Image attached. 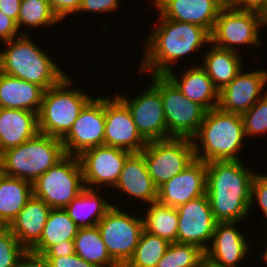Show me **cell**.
<instances>
[{
	"instance_id": "8fae6325",
	"label": "cell",
	"mask_w": 267,
	"mask_h": 267,
	"mask_svg": "<svg viewBox=\"0 0 267 267\" xmlns=\"http://www.w3.org/2000/svg\"><path fill=\"white\" fill-rule=\"evenodd\" d=\"M160 95L167 125V139H192L203 123L207 110L185 97L166 75H160Z\"/></svg>"
},
{
	"instance_id": "681fc988",
	"label": "cell",
	"mask_w": 267,
	"mask_h": 267,
	"mask_svg": "<svg viewBox=\"0 0 267 267\" xmlns=\"http://www.w3.org/2000/svg\"><path fill=\"white\" fill-rule=\"evenodd\" d=\"M264 18H265V21H266V24H267V13L264 15Z\"/></svg>"
},
{
	"instance_id": "bcb514c9",
	"label": "cell",
	"mask_w": 267,
	"mask_h": 267,
	"mask_svg": "<svg viewBox=\"0 0 267 267\" xmlns=\"http://www.w3.org/2000/svg\"><path fill=\"white\" fill-rule=\"evenodd\" d=\"M200 267H223V266H219L215 263H213L212 261L208 260L207 258H203Z\"/></svg>"
},
{
	"instance_id": "603a6c76",
	"label": "cell",
	"mask_w": 267,
	"mask_h": 267,
	"mask_svg": "<svg viewBox=\"0 0 267 267\" xmlns=\"http://www.w3.org/2000/svg\"><path fill=\"white\" fill-rule=\"evenodd\" d=\"M39 133L38 113L24 109L0 108V154Z\"/></svg>"
},
{
	"instance_id": "ee69618b",
	"label": "cell",
	"mask_w": 267,
	"mask_h": 267,
	"mask_svg": "<svg viewBox=\"0 0 267 267\" xmlns=\"http://www.w3.org/2000/svg\"><path fill=\"white\" fill-rule=\"evenodd\" d=\"M75 253L73 240H64L53 246H50L43 255L45 257L68 256Z\"/></svg>"
},
{
	"instance_id": "f546056e",
	"label": "cell",
	"mask_w": 267,
	"mask_h": 267,
	"mask_svg": "<svg viewBox=\"0 0 267 267\" xmlns=\"http://www.w3.org/2000/svg\"><path fill=\"white\" fill-rule=\"evenodd\" d=\"M75 253L99 267H120L110 256L97 226L79 228L73 239Z\"/></svg>"
},
{
	"instance_id": "30bf717a",
	"label": "cell",
	"mask_w": 267,
	"mask_h": 267,
	"mask_svg": "<svg viewBox=\"0 0 267 267\" xmlns=\"http://www.w3.org/2000/svg\"><path fill=\"white\" fill-rule=\"evenodd\" d=\"M113 205L97 227L111 258L124 267L134 254L142 232L143 219Z\"/></svg>"
},
{
	"instance_id": "f907efd6",
	"label": "cell",
	"mask_w": 267,
	"mask_h": 267,
	"mask_svg": "<svg viewBox=\"0 0 267 267\" xmlns=\"http://www.w3.org/2000/svg\"><path fill=\"white\" fill-rule=\"evenodd\" d=\"M4 226L0 223V230L3 228Z\"/></svg>"
},
{
	"instance_id": "52a82bcc",
	"label": "cell",
	"mask_w": 267,
	"mask_h": 267,
	"mask_svg": "<svg viewBox=\"0 0 267 267\" xmlns=\"http://www.w3.org/2000/svg\"><path fill=\"white\" fill-rule=\"evenodd\" d=\"M85 189L78 156L66 155L33 182V195L51 208H65Z\"/></svg>"
},
{
	"instance_id": "d4e9b609",
	"label": "cell",
	"mask_w": 267,
	"mask_h": 267,
	"mask_svg": "<svg viewBox=\"0 0 267 267\" xmlns=\"http://www.w3.org/2000/svg\"><path fill=\"white\" fill-rule=\"evenodd\" d=\"M44 91L35 83L0 72V108L39 113Z\"/></svg>"
},
{
	"instance_id": "8992f818",
	"label": "cell",
	"mask_w": 267,
	"mask_h": 267,
	"mask_svg": "<svg viewBox=\"0 0 267 267\" xmlns=\"http://www.w3.org/2000/svg\"><path fill=\"white\" fill-rule=\"evenodd\" d=\"M73 80L66 75L57 85L44 91L38 113L39 133L62 139L93 98L80 89L70 88Z\"/></svg>"
},
{
	"instance_id": "4316f807",
	"label": "cell",
	"mask_w": 267,
	"mask_h": 267,
	"mask_svg": "<svg viewBox=\"0 0 267 267\" xmlns=\"http://www.w3.org/2000/svg\"><path fill=\"white\" fill-rule=\"evenodd\" d=\"M99 189L86 188L64 209L79 228L94 227L113 206L98 194Z\"/></svg>"
},
{
	"instance_id": "f1b7e54d",
	"label": "cell",
	"mask_w": 267,
	"mask_h": 267,
	"mask_svg": "<svg viewBox=\"0 0 267 267\" xmlns=\"http://www.w3.org/2000/svg\"><path fill=\"white\" fill-rule=\"evenodd\" d=\"M79 227L69 217L64 208H52L40 240L30 251L43 254L50 246L64 240H73L77 235Z\"/></svg>"
},
{
	"instance_id": "cb8c5ba5",
	"label": "cell",
	"mask_w": 267,
	"mask_h": 267,
	"mask_svg": "<svg viewBox=\"0 0 267 267\" xmlns=\"http://www.w3.org/2000/svg\"><path fill=\"white\" fill-rule=\"evenodd\" d=\"M51 209L42 199L33 195L8 226L26 250L40 240Z\"/></svg>"
},
{
	"instance_id": "8d00e7d4",
	"label": "cell",
	"mask_w": 267,
	"mask_h": 267,
	"mask_svg": "<svg viewBox=\"0 0 267 267\" xmlns=\"http://www.w3.org/2000/svg\"><path fill=\"white\" fill-rule=\"evenodd\" d=\"M254 202L259 204L260 209L263 212V216L267 218V175H261L260 173H255L251 186V206Z\"/></svg>"
},
{
	"instance_id": "f35d334b",
	"label": "cell",
	"mask_w": 267,
	"mask_h": 267,
	"mask_svg": "<svg viewBox=\"0 0 267 267\" xmlns=\"http://www.w3.org/2000/svg\"><path fill=\"white\" fill-rule=\"evenodd\" d=\"M50 8L60 21L64 20L69 14L78 13L82 0H47Z\"/></svg>"
},
{
	"instance_id": "9a60e30c",
	"label": "cell",
	"mask_w": 267,
	"mask_h": 267,
	"mask_svg": "<svg viewBox=\"0 0 267 267\" xmlns=\"http://www.w3.org/2000/svg\"><path fill=\"white\" fill-rule=\"evenodd\" d=\"M177 212V243L192 244L205 252L217 224L207 194L179 206Z\"/></svg>"
},
{
	"instance_id": "c3c4849f",
	"label": "cell",
	"mask_w": 267,
	"mask_h": 267,
	"mask_svg": "<svg viewBox=\"0 0 267 267\" xmlns=\"http://www.w3.org/2000/svg\"><path fill=\"white\" fill-rule=\"evenodd\" d=\"M3 175H4L3 166H2V163L0 161V179L2 178Z\"/></svg>"
},
{
	"instance_id": "484cf974",
	"label": "cell",
	"mask_w": 267,
	"mask_h": 267,
	"mask_svg": "<svg viewBox=\"0 0 267 267\" xmlns=\"http://www.w3.org/2000/svg\"><path fill=\"white\" fill-rule=\"evenodd\" d=\"M242 61L239 53L217 47L211 43V48L203 54V62H201L203 64L200 66L220 91L243 70Z\"/></svg>"
},
{
	"instance_id": "74e56055",
	"label": "cell",
	"mask_w": 267,
	"mask_h": 267,
	"mask_svg": "<svg viewBox=\"0 0 267 267\" xmlns=\"http://www.w3.org/2000/svg\"><path fill=\"white\" fill-rule=\"evenodd\" d=\"M120 0H82L78 13L90 12L105 14L109 12H115L120 6Z\"/></svg>"
},
{
	"instance_id": "e0dca14e",
	"label": "cell",
	"mask_w": 267,
	"mask_h": 267,
	"mask_svg": "<svg viewBox=\"0 0 267 267\" xmlns=\"http://www.w3.org/2000/svg\"><path fill=\"white\" fill-rule=\"evenodd\" d=\"M266 83L267 70H252L251 72L241 70L229 84L219 91L217 107L222 111L241 115L267 92L264 89Z\"/></svg>"
},
{
	"instance_id": "7dc6e473",
	"label": "cell",
	"mask_w": 267,
	"mask_h": 267,
	"mask_svg": "<svg viewBox=\"0 0 267 267\" xmlns=\"http://www.w3.org/2000/svg\"><path fill=\"white\" fill-rule=\"evenodd\" d=\"M265 251H264V253L262 254V259H263V261H265L266 263H267V246H266V249H264ZM267 265V264H266Z\"/></svg>"
},
{
	"instance_id": "ab89813d",
	"label": "cell",
	"mask_w": 267,
	"mask_h": 267,
	"mask_svg": "<svg viewBox=\"0 0 267 267\" xmlns=\"http://www.w3.org/2000/svg\"><path fill=\"white\" fill-rule=\"evenodd\" d=\"M21 35H27V32H21L12 18L0 11V41L5 42Z\"/></svg>"
},
{
	"instance_id": "d6986e66",
	"label": "cell",
	"mask_w": 267,
	"mask_h": 267,
	"mask_svg": "<svg viewBox=\"0 0 267 267\" xmlns=\"http://www.w3.org/2000/svg\"><path fill=\"white\" fill-rule=\"evenodd\" d=\"M152 4L163 18L199 25L211 33L227 0H154Z\"/></svg>"
},
{
	"instance_id": "ac0fdd59",
	"label": "cell",
	"mask_w": 267,
	"mask_h": 267,
	"mask_svg": "<svg viewBox=\"0 0 267 267\" xmlns=\"http://www.w3.org/2000/svg\"><path fill=\"white\" fill-rule=\"evenodd\" d=\"M206 162L195 159L183 171L158 188L157 202L178 208L206 194Z\"/></svg>"
},
{
	"instance_id": "6da1fadb",
	"label": "cell",
	"mask_w": 267,
	"mask_h": 267,
	"mask_svg": "<svg viewBox=\"0 0 267 267\" xmlns=\"http://www.w3.org/2000/svg\"><path fill=\"white\" fill-rule=\"evenodd\" d=\"M159 24H154L145 39L144 54L139 72L148 75H165L173 63L190 53H199L205 44H211L210 32L199 26L163 18L159 14Z\"/></svg>"
},
{
	"instance_id": "7402d4cb",
	"label": "cell",
	"mask_w": 267,
	"mask_h": 267,
	"mask_svg": "<svg viewBox=\"0 0 267 267\" xmlns=\"http://www.w3.org/2000/svg\"><path fill=\"white\" fill-rule=\"evenodd\" d=\"M169 70L165 75L176 85L181 93L189 100L198 103L207 111L217 108L219 91L214 86L206 71L199 65L190 66L181 72L180 79Z\"/></svg>"
},
{
	"instance_id": "60d3db41",
	"label": "cell",
	"mask_w": 267,
	"mask_h": 267,
	"mask_svg": "<svg viewBox=\"0 0 267 267\" xmlns=\"http://www.w3.org/2000/svg\"><path fill=\"white\" fill-rule=\"evenodd\" d=\"M51 267H99L92 263L86 262L76 253L68 256L46 257Z\"/></svg>"
},
{
	"instance_id": "e575fe53",
	"label": "cell",
	"mask_w": 267,
	"mask_h": 267,
	"mask_svg": "<svg viewBox=\"0 0 267 267\" xmlns=\"http://www.w3.org/2000/svg\"><path fill=\"white\" fill-rule=\"evenodd\" d=\"M241 118L245 137L267 134V92Z\"/></svg>"
},
{
	"instance_id": "d6a6232c",
	"label": "cell",
	"mask_w": 267,
	"mask_h": 267,
	"mask_svg": "<svg viewBox=\"0 0 267 267\" xmlns=\"http://www.w3.org/2000/svg\"><path fill=\"white\" fill-rule=\"evenodd\" d=\"M59 22L61 21L47 0H22L17 20L18 29L24 30L22 26L36 29L40 26H53Z\"/></svg>"
},
{
	"instance_id": "7a4b0ae2",
	"label": "cell",
	"mask_w": 267,
	"mask_h": 267,
	"mask_svg": "<svg viewBox=\"0 0 267 267\" xmlns=\"http://www.w3.org/2000/svg\"><path fill=\"white\" fill-rule=\"evenodd\" d=\"M244 161H211L206 163L208 196L217 222L243 221L250 212L251 186L255 170Z\"/></svg>"
},
{
	"instance_id": "7c38bea8",
	"label": "cell",
	"mask_w": 267,
	"mask_h": 267,
	"mask_svg": "<svg viewBox=\"0 0 267 267\" xmlns=\"http://www.w3.org/2000/svg\"><path fill=\"white\" fill-rule=\"evenodd\" d=\"M152 84L132 99L116 96L129 109L138 132L148 142L167 139V125L160 95V75H149ZM129 98V99H128Z\"/></svg>"
},
{
	"instance_id": "ba28073f",
	"label": "cell",
	"mask_w": 267,
	"mask_h": 267,
	"mask_svg": "<svg viewBox=\"0 0 267 267\" xmlns=\"http://www.w3.org/2000/svg\"><path fill=\"white\" fill-rule=\"evenodd\" d=\"M262 26L267 27L263 14L236 9L226 4L220 10L210 33L211 43L236 53H239L236 49L239 45L261 46L260 27Z\"/></svg>"
},
{
	"instance_id": "277c9868",
	"label": "cell",
	"mask_w": 267,
	"mask_h": 267,
	"mask_svg": "<svg viewBox=\"0 0 267 267\" xmlns=\"http://www.w3.org/2000/svg\"><path fill=\"white\" fill-rule=\"evenodd\" d=\"M32 40L27 34L3 42L7 47L0 52V72L47 90L68 74Z\"/></svg>"
},
{
	"instance_id": "ffe728a7",
	"label": "cell",
	"mask_w": 267,
	"mask_h": 267,
	"mask_svg": "<svg viewBox=\"0 0 267 267\" xmlns=\"http://www.w3.org/2000/svg\"><path fill=\"white\" fill-rule=\"evenodd\" d=\"M237 222H217L205 258L223 267H237L246 258L250 245Z\"/></svg>"
},
{
	"instance_id": "836d02e7",
	"label": "cell",
	"mask_w": 267,
	"mask_h": 267,
	"mask_svg": "<svg viewBox=\"0 0 267 267\" xmlns=\"http://www.w3.org/2000/svg\"><path fill=\"white\" fill-rule=\"evenodd\" d=\"M205 252L198 246L171 243L156 267H200Z\"/></svg>"
},
{
	"instance_id": "83f0119b",
	"label": "cell",
	"mask_w": 267,
	"mask_h": 267,
	"mask_svg": "<svg viewBox=\"0 0 267 267\" xmlns=\"http://www.w3.org/2000/svg\"><path fill=\"white\" fill-rule=\"evenodd\" d=\"M33 196V183L3 175L0 179V223L8 227Z\"/></svg>"
},
{
	"instance_id": "5bb4252c",
	"label": "cell",
	"mask_w": 267,
	"mask_h": 267,
	"mask_svg": "<svg viewBox=\"0 0 267 267\" xmlns=\"http://www.w3.org/2000/svg\"><path fill=\"white\" fill-rule=\"evenodd\" d=\"M130 153L107 145L93 147L82 152L78 159L82 168L85 187L101 189L102 185H110L114 189L125 160ZM94 185L96 186L94 187Z\"/></svg>"
},
{
	"instance_id": "d590c367",
	"label": "cell",
	"mask_w": 267,
	"mask_h": 267,
	"mask_svg": "<svg viewBox=\"0 0 267 267\" xmlns=\"http://www.w3.org/2000/svg\"><path fill=\"white\" fill-rule=\"evenodd\" d=\"M26 251L8 227L0 230V267H17Z\"/></svg>"
},
{
	"instance_id": "1f68e13d",
	"label": "cell",
	"mask_w": 267,
	"mask_h": 267,
	"mask_svg": "<svg viewBox=\"0 0 267 267\" xmlns=\"http://www.w3.org/2000/svg\"><path fill=\"white\" fill-rule=\"evenodd\" d=\"M171 243L143 231L134 254L124 267H156Z\"/></svg>"
},
{
	"instance_id": "9c48e42d",
	"label": "cell",
	"mask_w": 267,
	"mask_h": 267,
	"mask_svg": "<svg viewBox=\"0 0 267 267\" xmlns=\"http://www.w3.org/2000/svg\"><path fill=\"white\" fill-rule=\"evenodd\" d=\"M142 152L148 173L157 188L195 160L193 141L189 138L148 141Z\"/></svg>"
},
{
	"instance_id": "2e32d148",
	"label": "cell",
	"mask_w": 267,
	"mask_h": 267,
	"mask_svg": "<svg viewBox=\"0 0 267 267\" xmlns=\"http://www.w3.org/2000/svg\"><path fill=\"white\" fill-rule=\"evenodd\" d=\"M104 145L131 153L141 152L147 141L138 132L127 106L117 97H104Z\"/></svg>"
},
{
	"instance_id": "b9f144b4",
	"label": "cell",
	"mask_w": 267,
	"mask_h": 267,
	"mask_svg": "<svg viewBox=\"0 0 267 267\" xmlns=\"http://www.w3.org/2000/svg\"><path fill=\"white\" fill-rule=\"evenodd\" d=\"M227 4L240 10L255 11L263 15L267 13V0H227Z\"/></svg>"
},
{
	"instance_id": "4dcf8cb0",
	"label": "cell",
	"mask_w": 267,
	"mask_h": 267,
	"mask_svg": "<svg viewBox=\"0 0 267 267\" xmlns=\"http://www.w3.org/2000/svg\"><path fill=\"white\" fill-rule=\"evenodd\" d=\"M143 217V227L148 233L168 240L170 243L177 242L178 212L177 208L160 204L150 203Z\"/></svg>"
},
{
	"instance_id": "3957f363",
	"label": "cell",
	"mask_w": 267,
	"mask_h": 267,
	"mask_svg": "<svg viewBox=\"0 0 267 267\" xmlns=\"http://www.w3.org/2000/svg\"><path fill=\"white\" fill-rule=\"evenodd\" d=\"M244 139L240 114L225 112L218 107L211 109L192 138L195 159L206 163L241 160L237 154L244 146Z\"/></svg>"
},
{
	"instance_id": "5b68a950",
	"label": "cell",
	"mask_w": 267,
	"mask_h": 267,
	"mask_svg": "<svg viewBox=\"0 0 267 267\" xmlns=\"http://www.w3.org/2000/svg\"><path fill=\"white\" fill-rule=\"evenodd\" d=\"M66 156L61 139L38 133L0 154L4 175L33 183Z\"/></svg>"
},
{
	"instance_id": "4fadbf2b",
	"label": "cell",
	"mask_w": 267,
	"mask_h": 267,
	"mask_svg": "<svg viewBox=\"0 0 267 267\" xmlns=\"http://www.w3.org/2000/svg\"><path fill=\"white\" fill-rule=\"evenodd\" d=\"M104 128V97L93 96L61 139L66 155L79 156L87 149L104 145Z\"/></svg>"
},
{
	"instance_id": "7bdbcfd3",
	"label": "cell",
	"mask_w": 267,
	"mask_h": 267,
	"mask_svg": "<svg viewBox=\"0 0 267 267\" xmlns=\"http://www.w3.org/2000/svg\"><path fill=\"white\" fill-rule=\"evenodd\" d=\"M17 267H51L43 254L27 250L20 258Z\"/></svg>"
},
{
	"instance_id": "44dd1931",
	"label": "cell",
	"mask_w": 267,
	"mask_h": 267,
	"mask_svg": "<svg viewBox=\"0 0 267 267\" xmlns=\"http://www.w3.org/2000/svg\"><path fill=\"white\" fill-rule=\"evenodd\" d=\"M114 189L122 190L128 194L127 197L137 198L143 203L157 202L158 188L148 173L142 151L127 156Z\"/></svg>"
},
{
	"instance_id": "f6af8a7d",
	"label": "cell",
	"mask_w": 267,
	"mask_h": 267,
	"mask_svg": "<svg viewBox=\"0 0 267 267\" xmlns=\"http://www.w3.org/2000/svg\"><path fill=\"white\" fill-rule=\"evenodd\" d=\"M21 2L22 0H0V11L17 23Z\"/></svg>"
}]
</instances>
